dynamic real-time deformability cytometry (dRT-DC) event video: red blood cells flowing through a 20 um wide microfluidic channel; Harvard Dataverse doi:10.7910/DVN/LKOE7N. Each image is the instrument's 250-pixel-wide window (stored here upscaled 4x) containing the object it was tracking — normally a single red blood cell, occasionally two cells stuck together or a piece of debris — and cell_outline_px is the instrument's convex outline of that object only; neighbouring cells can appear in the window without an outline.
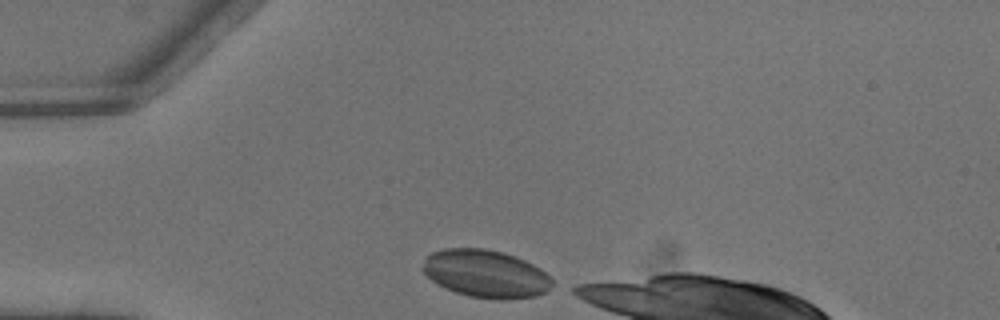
{"species": "common noctule bat (a hibernating species)", "species_latin": "Nyctalus noctula", "temperature_condition": "warm", "stored_images_in_passage": 2, "camera_frame_rate_fps": 3000, "um_per_image_px": 0.085, "animal": {"sex": "male", "body_mass_g": 13.3}, "frame": {"image": 1, "passage_image": 1, "time_ms": 0.0, "image_size_px": [1000, 320], "cell_outline_px": [[552, 284], [548, 292], [536, 296], [500, 300], [468, 296], [444, 288], [436, 284], [420, 268], [428, 256], [432, 252], [444, 248], [484, 248], [504, 252], [516, 256], [540, 268], [552, 280]], "centroid_in_image_um": [41.28, 23.27], "position_along_channel_um": 43.7, "area_um2": 36.13}}